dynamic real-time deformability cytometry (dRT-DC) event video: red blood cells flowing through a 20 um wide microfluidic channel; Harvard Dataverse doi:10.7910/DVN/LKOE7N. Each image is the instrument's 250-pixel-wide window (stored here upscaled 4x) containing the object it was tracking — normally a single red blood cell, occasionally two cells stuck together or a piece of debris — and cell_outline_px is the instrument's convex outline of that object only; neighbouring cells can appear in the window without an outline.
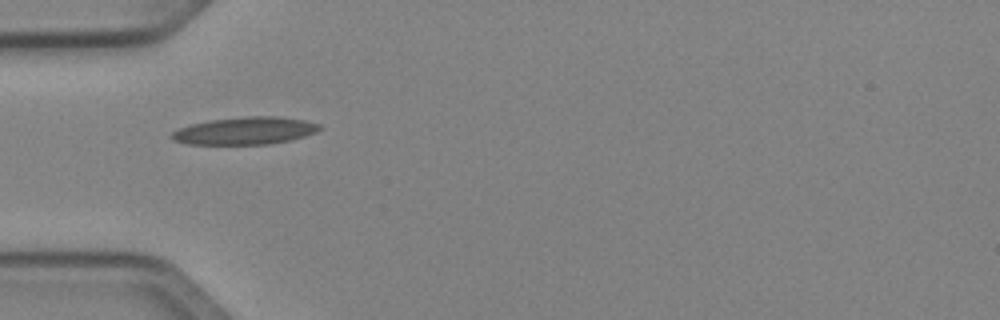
{"species": "Egyptian fruit bat (a non-hibernating species)", "species_latin": "Rousettus aegyptiacus", "temperature_condition": "cold", "stored_images_in_passage": 35, "camera_frame_rate_fps": 3000, "um_per_image_px": 0.085, "animal": {"sex": "female"}, "frame": {"image": 1, "passage_image": 1, "time_ms": 0.0, "image_size_px": [1000, 320], "cell_outline_px": [[324, 128], [316, 132], [304, 136], [288, 140], [268, 144], [188, 144], [172, 140], [168, 136], [172, 132], [180, 128], [192, 124], [208, 120], [248, 116], [280, 116], [304, 120], [320, 124]], "centroid_in_image_um": [20.83, 11.11], "position_along_channel_um": 64.2, "area_um2": 23.7}}
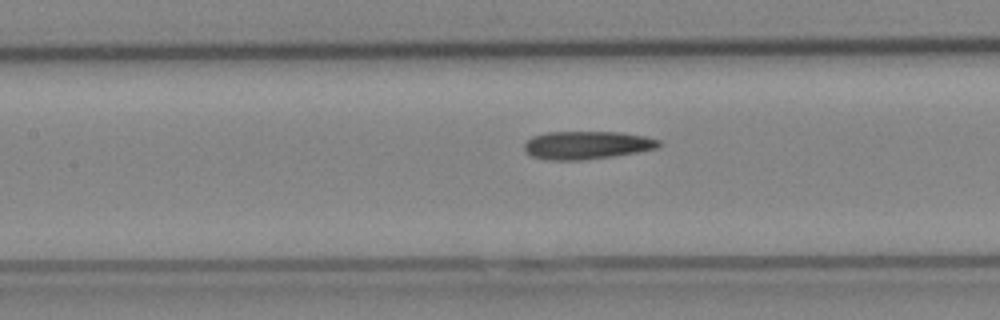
{"frame": {"image": 2, "passage_image": 8, "time_ms": 2.333, "image_size_px": [1000, 320], "cell_outline_px": [[664, 144], [660, 148], [612, 156], [580, 160], [548, 160], [532, 156], [524, 148], [524, 144], [532, 136], [544, 132], [620, 132], [644, 136], [660, 140]], "centroid_in_image_um": [49.92, 12.33], "position_along_channel_um": 157.5, "area_um2": 22.02}}
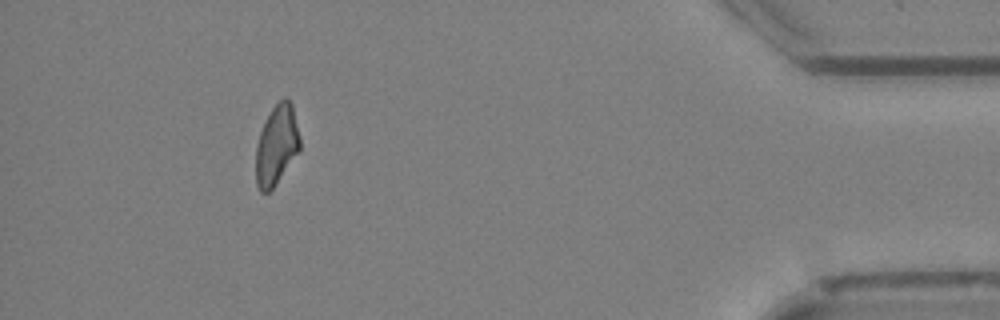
{"frame": {"image": 3, "passage_image": 31, "time_ms": 10.0, "image_size_px": [1000, 320], "cell_outline_px": [[300, 152], [272, 188], [268, 192], [260, 192], [256, 184], [256, 144], [260, 132], [272, 108], [284, 96], [288, 96], [292, 104], [300, 136]], "centroid_in_image_um": [23.53, 12.32], "position_along_channel_um": 411.7, "area_um2": 20.58}, "authors_computed_cell_mechanics": {"area_um2": 21.386, "velocity_mm_per_s": 4.0679, "shape_relaxation_time_tau1_ms": null, "shape_relaxation_time_tau2_ms": 5.8441, "deformation_change_tau1": null, "deformation_change_tau2": 0.1724}}